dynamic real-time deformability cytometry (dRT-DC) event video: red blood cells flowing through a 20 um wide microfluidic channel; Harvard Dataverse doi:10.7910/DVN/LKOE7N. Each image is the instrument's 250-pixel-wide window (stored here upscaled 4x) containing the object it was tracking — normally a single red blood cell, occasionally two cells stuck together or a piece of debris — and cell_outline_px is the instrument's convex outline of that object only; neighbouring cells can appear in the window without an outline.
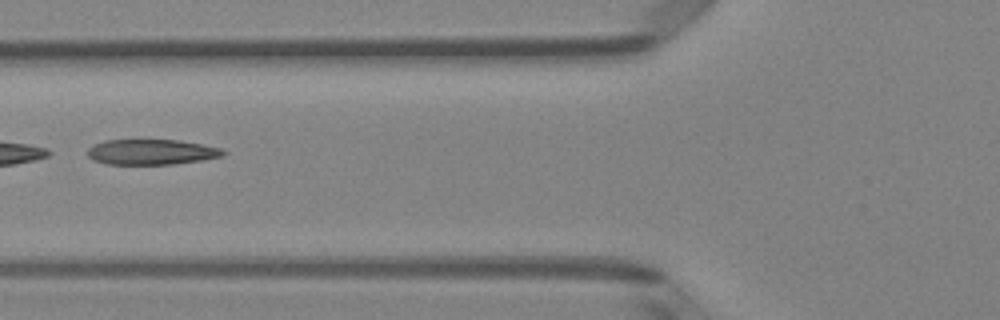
{"species": "Egyptian fruit bat (a non-hibernating species)", "species_latin": "Rousettus aegyptiacus", "temperature_condition": "room temperature", "stored_images_in_passage": 5, "camera_frame_rate_fps": 3000, "um_per_image_px": 0.085, "animal": {"sex": "female"}, "frame": {"image": 1, "passage_image": 5, "time_ms": 1.333, "image_size_px": [1000, 320], "cell_outline_px": [[228, 152], [224, 156], [200, 160], [172, 164], [104, 164], [92, 160], [88, 156], [88, 148], [104, 140], [180, 140], [220, 148]], "centroid_in_image_um": [12.87, 12.92], "position_along_channel_um": 112.9, "area_um2": 20.0}}